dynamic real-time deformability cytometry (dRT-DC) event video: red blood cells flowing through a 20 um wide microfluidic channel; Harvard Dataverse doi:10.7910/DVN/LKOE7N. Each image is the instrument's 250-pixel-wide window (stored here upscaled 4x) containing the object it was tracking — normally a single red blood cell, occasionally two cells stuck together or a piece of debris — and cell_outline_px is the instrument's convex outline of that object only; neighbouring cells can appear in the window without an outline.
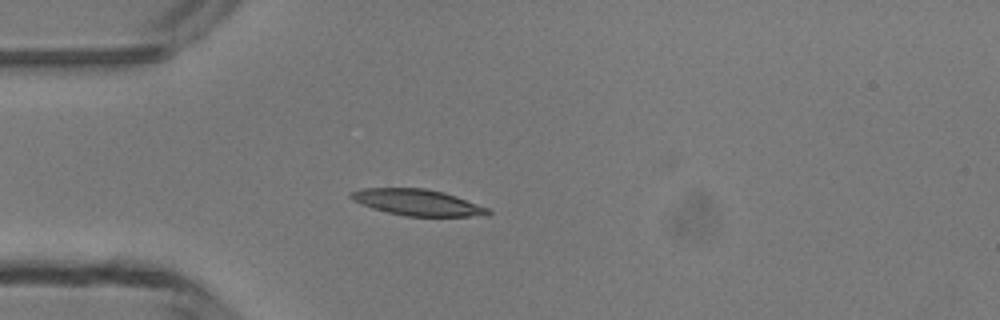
{"species": "common noctule bat (a hibernating species)", "species_latin": "Nyctalus noctula", "temperature_condition": "room temperature", "stored_images_in_passage": 3, "camera_frame_rate_fps": 3000, "um_per_image_px": 0.085, "animal": {"sex": "male", "body_mass_g": 13.3}, "frame": {"image": 1, "passage_image": 3, "time_ms": 3.0, "image_size_px": [1000, 320], "cell_outline_px": [[492, 212], [488, 216], [404, 216], [372, 208], [352, 200], [348, 196], [352, 192], [360, 188], [424, 188], [444, 192], [456, 196], [488, 208]], "centroid_in_image_um": [35.49, 17.2], "position_along_channel_um": 49.5, "area_um2": 20.92}}